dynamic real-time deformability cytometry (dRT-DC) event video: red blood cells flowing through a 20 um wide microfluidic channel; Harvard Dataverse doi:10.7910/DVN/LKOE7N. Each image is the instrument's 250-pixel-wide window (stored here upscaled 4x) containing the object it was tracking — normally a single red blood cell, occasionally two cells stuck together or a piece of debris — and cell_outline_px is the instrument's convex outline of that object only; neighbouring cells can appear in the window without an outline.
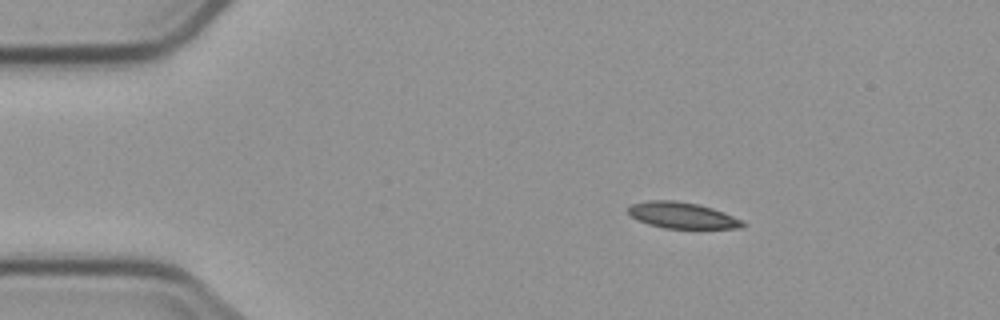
{"species": "common noctule bat (a hibernating species)", "species_latin": "Nyctalus noctula", "temperature_condition": "cold", "stored_images_in_passage": 3, "camera_frame_rate_fps": 3000, "um_per_image_px": 0.085, "animal": {"sex": "male", "body_mass_g": 23.1, "forearm_length_mm": 52.7}, "frame": {"image": 1, "passage_image": 2, "time_ms": 1.0, "image_size_px": [1000, 320], "cell_outline_px": [[748, 224], [740, 228], [664, 228], [648, 224], [628, 216], [628, 208], [632, 204], [648, 200], [676, 200], [696, 204], [712, 208], [724, 212], [744, 220]], "centroid_in_image_um": [57.99, 18.3], "position_along_channel_um": 27.0, "area_um2": 17.57}}